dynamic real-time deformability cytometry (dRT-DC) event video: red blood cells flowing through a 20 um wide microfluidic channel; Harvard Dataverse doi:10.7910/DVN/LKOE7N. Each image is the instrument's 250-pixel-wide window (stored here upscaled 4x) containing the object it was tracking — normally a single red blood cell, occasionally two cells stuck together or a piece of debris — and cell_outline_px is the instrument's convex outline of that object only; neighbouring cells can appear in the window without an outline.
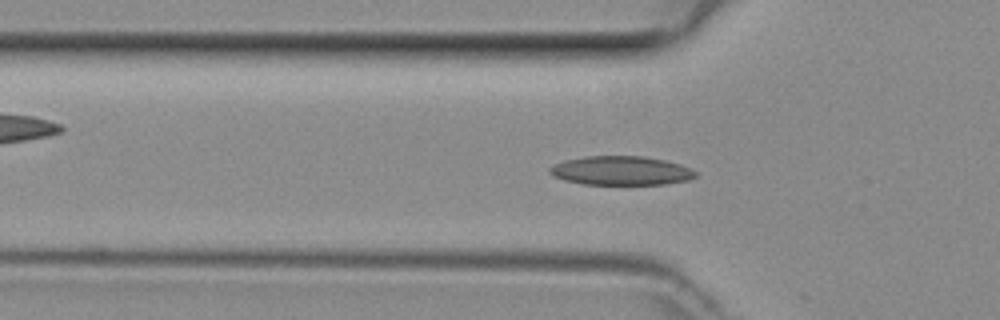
{"species": "common noctule bat (a hibernating species)", "species_latin": "Nyctalus noctula", "temperature_condition": "room temperature", "stored_images_in_passage": 41, "camera_frame_rate_fps": 3000, "um_per_image_px": 0.085, "animal": {"sex": "female", "body_mass_g": 29.2, "forearm_length_mm": 56.3}, "frame": {"image": 1, "passage_image": 12, "time_ms": 3.667, "image_size_px": [1000, 320], "cell_outline_px": [[696, 176], [688, 180], [664, 184], [580, 184], [564, 180], [552, 176], [548, 172], [548, 168], [552, 164], [564, 160], [584, 156], [644, 156], [664, 160], [680, 164], [692, 168], [696, 172]], "centroid_in_image_um": [52.74, 14.5], "position_along_channel_um": 73.1, "area_um2": 24.85}}
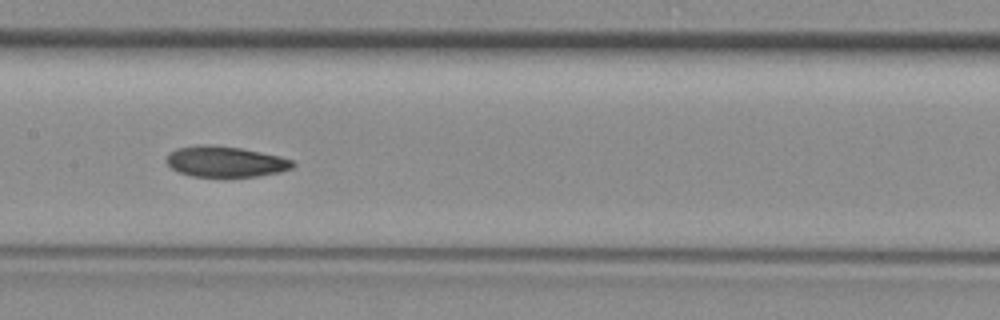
{"frame": {"image": 2, "passage_image": 20, "time_ms": 6.333, "image_size_px": [1000, 320], "cell_outline_px": [[296, 164], [292, 168], [280, 172], [256, 176], [192, 176], [180, 172], [172, 168], [164, 160], [176, 148], [200, 144], [204, 144], [240, 148], [280, 156], [292, 160]], "centroid_in_image_um": [19.17, 13.73], "position_along_channel_um": 188.2, "area_um2": 22.37}}
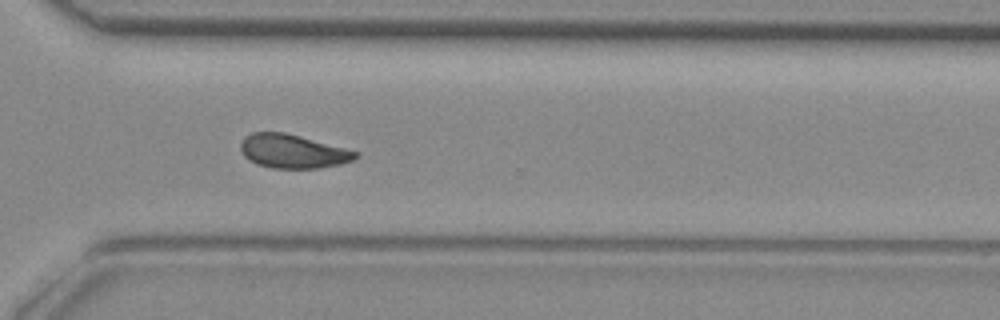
{"frame": {"image": 3, "passage_image": 31, "time_ms": 10.0, "image_size_px": [1000, 320], "cell_outline_px": [[360, 152], [352, 160], [340, 164], [320, 168], [272, 168], [256, 164], [244, 156], [240, 148], [240, 144], [244, 136], [252, 132], [284, 132], [300, 136]], "centroid_in_image_um": [24.85, 12.86], "position_along_channel_um": 345.7, "area_um2": 22.54}}